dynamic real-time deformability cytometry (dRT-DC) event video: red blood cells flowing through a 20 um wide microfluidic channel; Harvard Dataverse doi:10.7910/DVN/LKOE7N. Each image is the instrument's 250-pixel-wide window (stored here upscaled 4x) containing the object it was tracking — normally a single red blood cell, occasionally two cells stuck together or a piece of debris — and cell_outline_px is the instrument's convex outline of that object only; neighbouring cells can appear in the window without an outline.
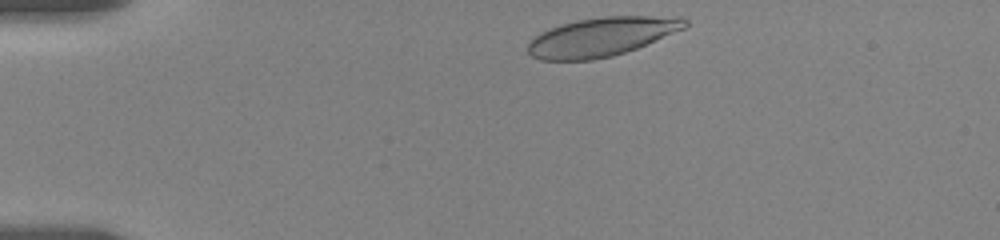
{"species": "human", "species_latin": "Homo sapiens", "temperature_condition": "room temperature", "stored_images_in_passage": 4, "camera_frame_rate_fps": 3000, "um_per_image_px": 0.085, "donor": {"sex": "female"}, "frame": {"image": 1, "passage_image": 1, "time_ms": 0.0, "image_size_px": [1000, 240], "cell_outline_px": [[688, 24], [684, 28], [636, 48], [612, 56], [592, 60], [540, 60], [532, 56], [528, 52], [528, 44], [532, 36], [540, 32], [560, 24], [576, 20], [604, 16], [680, 16], [688, 20]], "centroid_in_image_um": [51.1, 3.12], "position_along_channel_um": 33.9, "area_um2": 35.6}}